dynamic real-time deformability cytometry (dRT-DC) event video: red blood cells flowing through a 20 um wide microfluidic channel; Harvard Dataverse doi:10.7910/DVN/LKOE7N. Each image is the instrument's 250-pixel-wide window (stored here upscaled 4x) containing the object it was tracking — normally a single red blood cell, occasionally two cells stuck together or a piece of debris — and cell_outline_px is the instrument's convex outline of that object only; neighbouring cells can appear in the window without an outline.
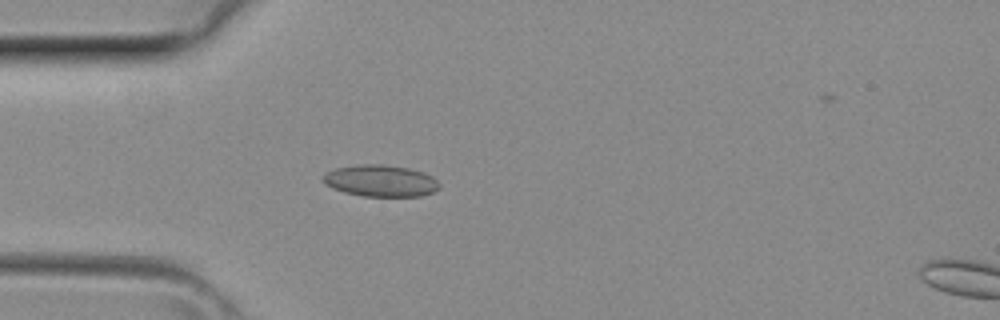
{"species": "common noctule bat (a hibernating species)", "species_latin": "Nyctalus noctula", "temperature_condition": "room temperature", "stored_images_in_passage": 32, "camera_frame_rate_fps": 3000, "um_per_image_px": 0.085, "animal": {"sex": "female", "body_mass_g": 29.2, "forearm_length_mm": 56.3}, "frame": {"image": 1, "passage_image": 5, "time_ms": 1.333, "image_size_px": [1000, 320], "cell_outline_px": [[440, 188], [432, 192], [420, 196], [364, 196], [344, 192], [332, 188], [324, 180], [324, 172], [336, 168], [360, 164], [384, 164], [408, 168], [424, 172], [432, 176], [440, 184]], "centroid_in_image_um": [32.38, 15.36], "position_along_channel_um": 52.6, "area_um2": 21.39}}
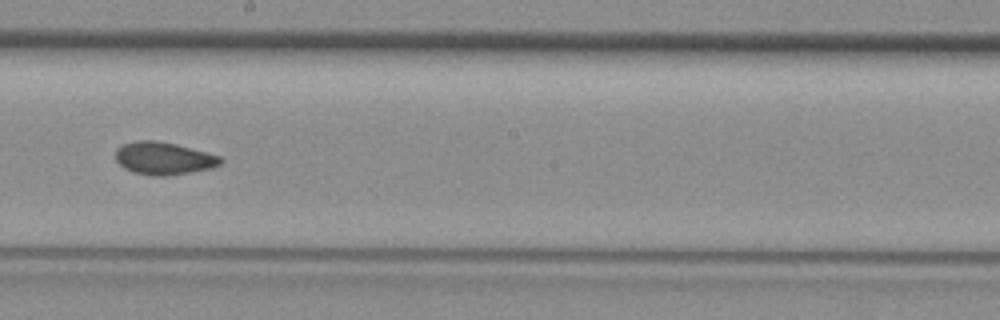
{"frame": {"image": 2, "passage_image": 16, "time_ms": 5.0, "image_size_px": [1000, 320], "cell_outline_px": [[224, 160], [220, 164], [212, 168], [164, 176], [152, 176], [132, 172], [124, 168], [116, 160], [116, 148], [124, 144], [140, 140], [156, 140], [176, 144], [220, 156]], "centroid_in_image_um": [13.9, 13.46], "position_along_channel_um": 234.3, "area_um2": 19.83}}
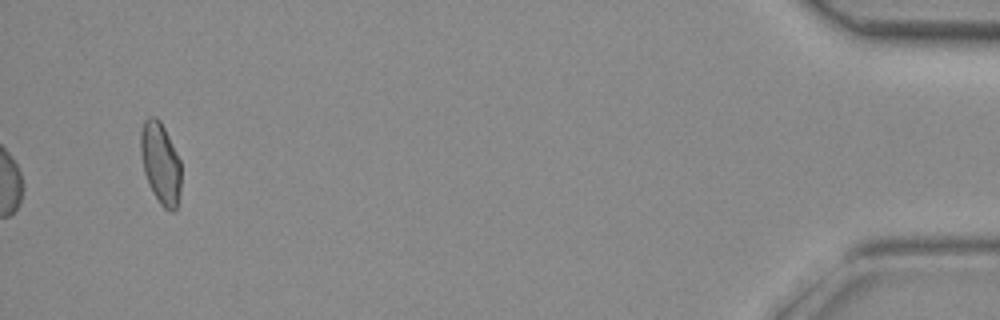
{"frame": {"image": 3, "passage_image": 32, "time_ms": 10.333, "image_size_px": [1000, 320], "cell_outline_px": [[180, 192], [176, 208], [172, 212], [164, 208], [160, 204], [152, 192], [144, 172], [140, 152], [140, 132], [144, 120], [148, 116], [156, 116], [160, 120], [180, 160]], "centroid_in_image_um": [13.62, 13.86], "position_along_channel_um": 421.6, "area_um2": 19.19}}